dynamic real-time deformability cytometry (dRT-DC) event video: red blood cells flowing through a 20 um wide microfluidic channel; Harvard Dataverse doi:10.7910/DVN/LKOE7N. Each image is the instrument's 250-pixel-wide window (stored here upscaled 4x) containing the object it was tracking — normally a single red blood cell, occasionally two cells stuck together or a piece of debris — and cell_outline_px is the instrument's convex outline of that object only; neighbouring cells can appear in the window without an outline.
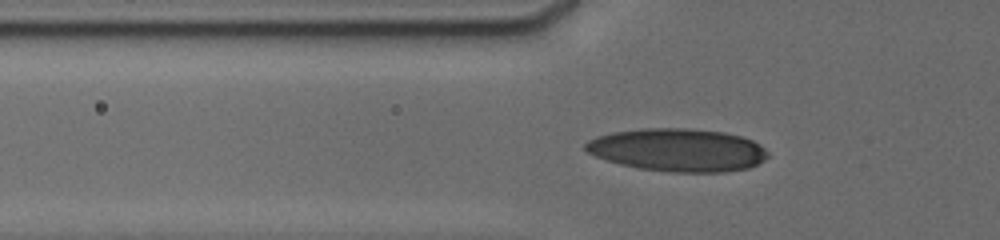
{"species": "human", "species_latin": "Homo sapiens", "temperature_condition": "cold", "stored_images_in_passage": 36, "camera_frame_rate_fps": 3000, "um_per_image_px": 0.085, "donor": {"sex": "male"}, "frame": {"image": 1, "passage_image": 13, "time_ms": 4.667, "image_size_px": [1000, 240], "cell_outline_px": [[768, 156], [764, 160], [748, 168], [724, 172], [672, 172], [640, 168], [620, 164], [596, 156], [588, 152], [584, 148], [584, 144], [588, 140], [596, 136], [612, 132], [644, 128], [688, 128], [724, 132], [740, 136], [752, 140], [760, 144], [768, 152]], "centroid_in_image_um": [57.61, 12.74], "position_along_channel_um": 68.2, "area_um2": 45.55}}
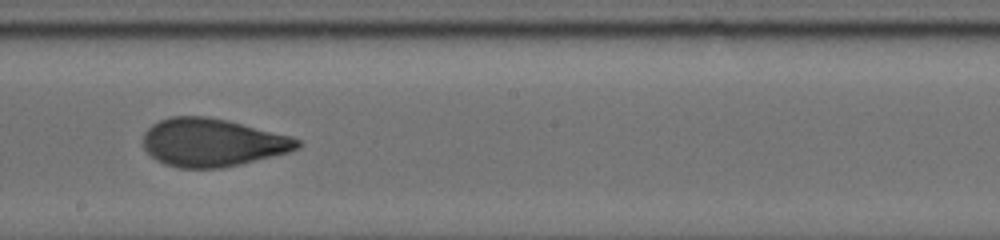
{"frame": {"image": 2, "passage_image": 25, "time_ms": 9.0, "image_size_px": [1000, 240], "cell_outline_px": [[300, 144], [296, 148], [288, 152], [240, 164], [220, 168], [180, 168], [164, 164], [156, 160], [144, 148], [144, 132], [152, 124], [160, 120], [172, 116], [208, 116], [228, 120], [292, 136], [300, 140]], "centroid_in_image_um": [18.03, 12.1], "position_along_channel_um": 230.2, "area_um2": 43.06}}
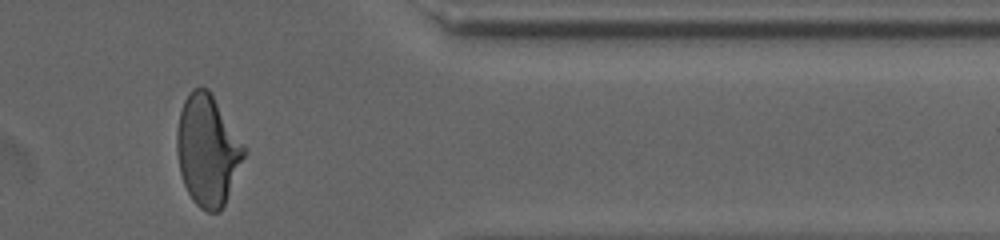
{"frame": {"image": 3, "passage_image": 35, "time_ms": 13.667, "image_size_px": [1000, 240], "cell_outline_px": [[248, 152], [224, 204], [216, 212], [208, 212], [200, 208], [192, 200], [184, 184], [180, 172], [176, 148], [176, 132], [180, 112], [184, 100], [192, 88], [208, 88]], "centroid_in_image_um": [17.63, 12.78], "position_along_channel_um": 393.8, "area_um2": 43.06}, "authors_computed_cell_mechanics": {"area_um2": 42.1362, "velocity_mm_per_s": 3.8119, "shape_relaxation_time_tau1_ms": 5.3688, "shape_relaxation_time_tau2_ms": 1.0563, "deformation_change_tau1": 0.1885, "deformation_change_tau2": 0.07}}